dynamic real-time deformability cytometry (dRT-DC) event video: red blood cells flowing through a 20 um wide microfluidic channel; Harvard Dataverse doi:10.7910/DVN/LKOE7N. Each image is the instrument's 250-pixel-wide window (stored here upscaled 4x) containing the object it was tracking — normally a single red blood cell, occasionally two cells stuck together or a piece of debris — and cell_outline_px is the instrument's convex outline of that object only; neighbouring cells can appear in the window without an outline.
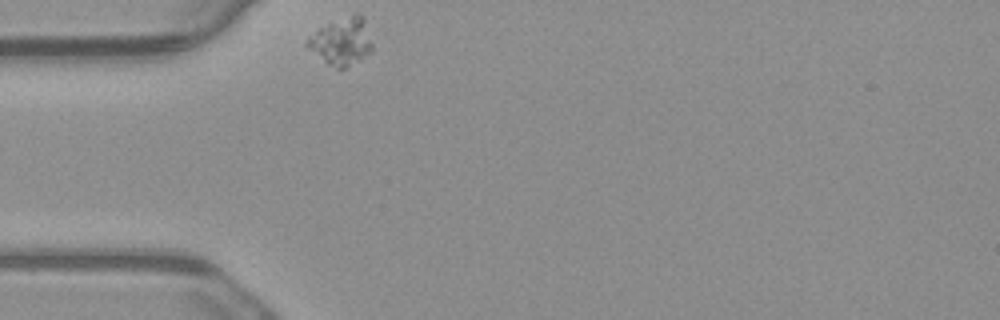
{"species": "common noctule bat (a hibernating species)", "species_latin": "Nyctalus noctula", "temperature_condition": "warm", "stored_images_in_passage": 1, "camera_frame_rate_fps": 3000, "um_per_image_px": 0.085, "animal": {"sex": "male", "body_mass_g": 23.1, "forearm_length_mm": 52.7}, "frame": {"image": 1, "passage_image": 1, "time_ms": 0.0, "image_size_px": [1000, 320], "cell_outline_px": [[372, 52], [348, 68], [336, 68], [328, 64], [308, 48], [304, 44], [308, 36], [316, 28], [356, 12], [364, 20], [372, 44]], "centroid_in_image_um": [29.01, 3.53], "position_along_channel_um": 56.0, "area_um2": 17.98}}